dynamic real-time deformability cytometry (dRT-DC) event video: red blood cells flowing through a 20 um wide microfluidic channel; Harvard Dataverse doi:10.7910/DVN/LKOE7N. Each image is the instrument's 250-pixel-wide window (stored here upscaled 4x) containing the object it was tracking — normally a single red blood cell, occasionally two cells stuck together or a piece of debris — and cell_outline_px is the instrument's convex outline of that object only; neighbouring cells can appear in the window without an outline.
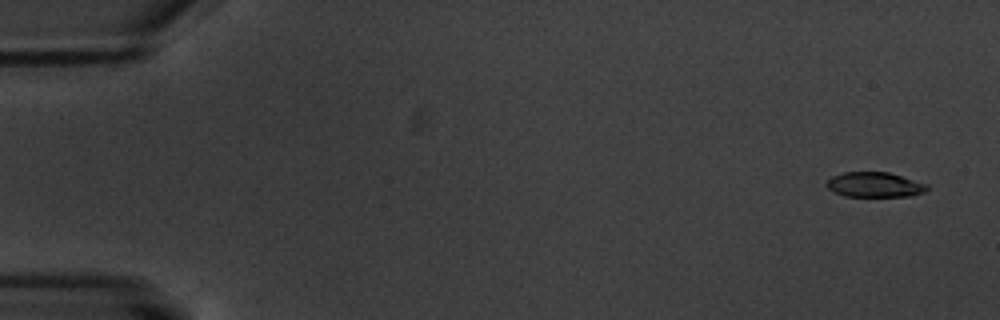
{"species": "common noctule bat (a hibernating species)", "species_latin": "Nyctalus noctula", "temperature_condition": "warm", "stored_images_in_passage": 9, "camera_frame_rate_fps": 3000, "um_per_image_px": 0.085, "animal": {"sex": "male", "body_mass_g": 20.1, "forearm_length_mm": 53.5}, "frame": {"image": 1, "passage_image": 1, "time_ms": 0.0, "image_size_px": [1000, 320], "cell_outline_px": [[928, 188], [924, 192], [912, 196], [844, 196], [832, 192], [824, 184], [832, 176], [844, 172], [888, 172], [928, 184]], "centroid_in_image_um": [74.32, 15.7], "position_along_channel_um": 10.7, "area_um2": 14.68}}
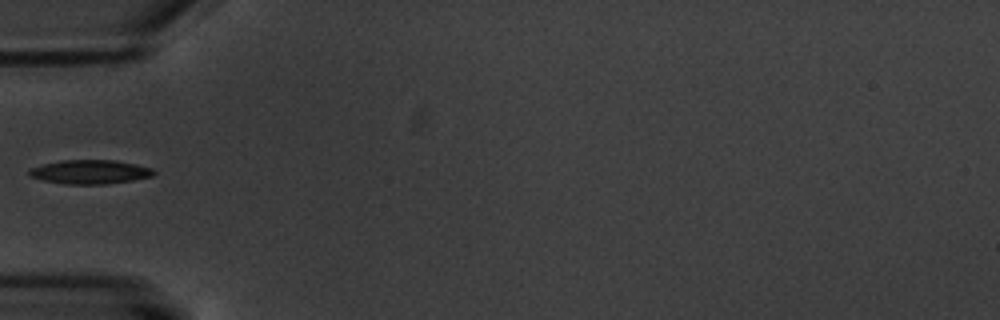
{"frame": {"image": 2, "passage_image": 6, "time_ms": 6.0, "image_size_px": [1000, 320], "cell_outline_px": [[156, 172], [152, 176], [132, 180], [104, 184], [64, 184], [44, 180], [28, 176], [28, 168], [60, 160], [116, 160], [136, 164], [152, 168]], "centroid_in_image_um": [7.63, 14.6], "position_along_channel_um": 77.4, "area_um2": 17.46}}
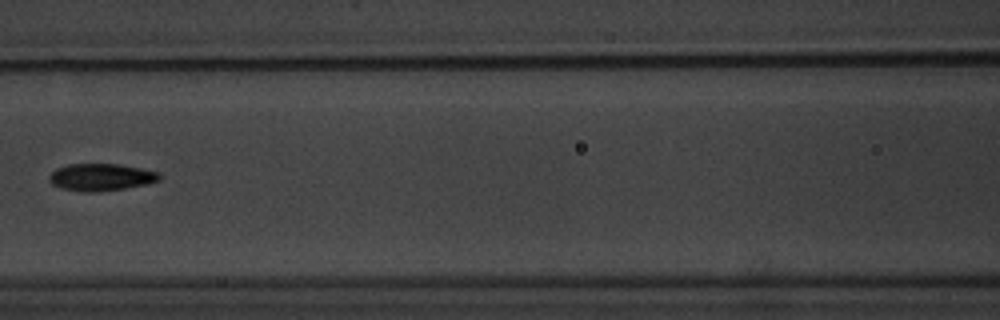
{"frame": {"image": 3, "passage_image": 8, "time_ms": 8.333, "image_size_px": [1000, 320], "cell_outline_px": [[164, 176], [160, 180], [148, 184], [124, 188], [92, 192], [84, 192], [64, 188], [52, 184], [48, 180], [48, 176], [56, 168], [68, 164], [120, 164], [160, 172]], "centroid_in_image_um": [8.63, 15.05], "position_along_channel_um": 158.0, "area_um2": 17.51}}